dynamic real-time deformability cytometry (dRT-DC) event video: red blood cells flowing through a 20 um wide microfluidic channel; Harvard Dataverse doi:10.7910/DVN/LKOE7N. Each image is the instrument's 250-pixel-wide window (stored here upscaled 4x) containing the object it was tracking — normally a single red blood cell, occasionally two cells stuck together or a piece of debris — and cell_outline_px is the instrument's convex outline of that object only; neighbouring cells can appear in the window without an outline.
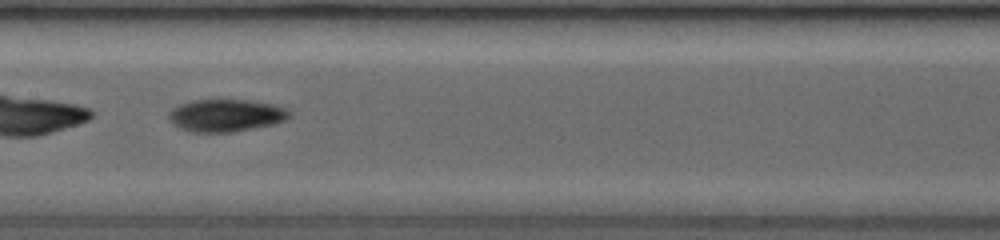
{"species": "common noctule bat (a hibernating species)", "species_latin": "Nyctalus noctula", "temperature_condition": "room temperature", "stored_images_in_passage": 35, "camera_frame_rate_fps": 3500, "um_per_image_px": 0.085, "animal": {"sex": "female", "body_mass_g": 19.0, "forearm_length_mm": 53.3}, "frame": {"image": 1, "passage_image": 11, "time_ms": 2.857, "image_size_px": [1000, 240], "cell_outline_px": [[288, 116], [284, 120], [272, 124], [232, 132], [192, 132], [180, 128], [172, 124], [168, 116], [176, 108], [184, 104], [196, 100], [244, 100], [268, 104], [284, 108], [288, 112]], "centroid_in_image_um": [19.16, 9.83], "position_along_channel_um": 188.2, "area_um2": 21.91}}
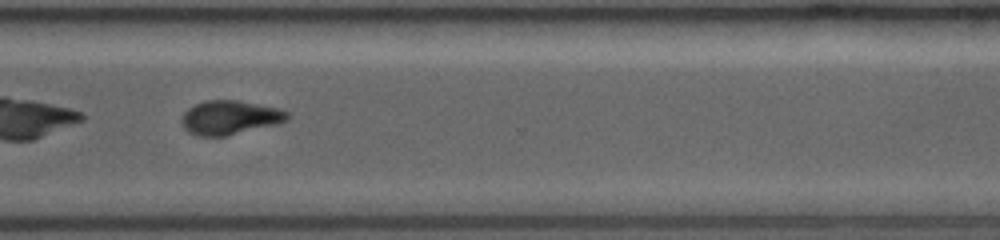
{"frame": {"image": 2, "passage_image": 25, "time_ms": 6.857, "image_size_px": [1000, 240], "cell_outline_px": [[292, 116], [288, 120], [276, 124], [224, 136], [200, 136], [188, 132], [184, 128], [180, 120], [184, 112], [188, 108], [204, 100], [240, 100], [280, 108], [288, 112]], "centroid_in_image_um": [19.55, 9.97], "position_along_channel_um": 351.0, "area_um2": 21.1}}